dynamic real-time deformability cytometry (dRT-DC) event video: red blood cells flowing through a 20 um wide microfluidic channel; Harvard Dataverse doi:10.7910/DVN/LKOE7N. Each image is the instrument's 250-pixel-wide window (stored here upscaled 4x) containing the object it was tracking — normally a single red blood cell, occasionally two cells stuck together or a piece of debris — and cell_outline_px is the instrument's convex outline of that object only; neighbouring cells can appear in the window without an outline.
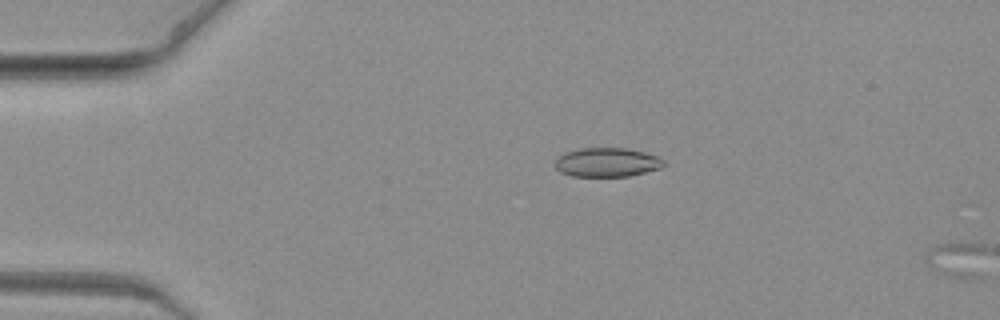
{"species": "common noctule bat (a hibernating species)", "species_latin": "Nyctalus noctula", "temperature_condition": "warm", "stored_images_in_passage": 4, "segment_of_instrument_passage": [1, 2], "camera_frame_rate_fps": 3000, "um_per_image_px": 0.085, "animal": {"sex": "female", "body_mass_g": 19.3, "forearm_length_mm": 54.1}, "frame": {"image": 1, "passage_image": 3, "time_ms": 0.667, "image_size_px": [1000, 320], "cell_outline_px": [[664, 164], [660, 168], [628, 176], [572, 176], [560, 172], [552, 164], [556, 156], [564, 152], [580, 148], [624, 148], [644, 152], [656, 156], [664, 160]], "centroid_in_image_um": [51.5, 13.79], "position_along_channel_um": 33.5, "area_um2": 18.5}}